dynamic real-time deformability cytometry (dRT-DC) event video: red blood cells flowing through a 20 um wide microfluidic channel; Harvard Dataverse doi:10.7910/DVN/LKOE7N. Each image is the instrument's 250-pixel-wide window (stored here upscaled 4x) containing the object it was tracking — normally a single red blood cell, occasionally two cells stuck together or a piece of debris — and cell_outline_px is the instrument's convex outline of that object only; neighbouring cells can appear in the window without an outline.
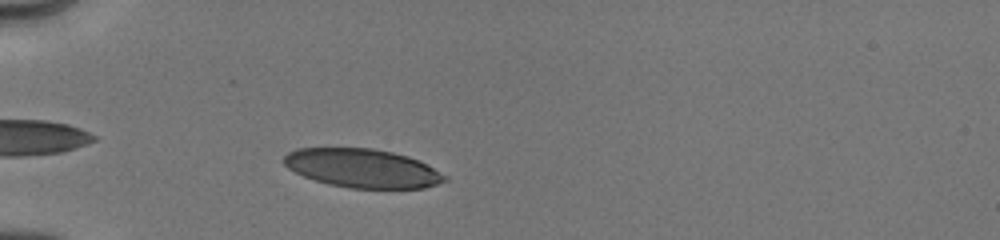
{"species": "human", "species_latin": "Homo sapiens", "temperature_condition": "cold", "stored_images_in_passage": 17, "camera_frame_rate_fps": 3000, "um_per_image_px": 0.085, "donor": {"sex": "male"}, "frame": {"image": 1, "passage_image": 7, "time_ms": 2.0, "image_size_px": [1000, 240], "cell_outline_px": [[448, 180], [424, 188], [348, 188], [328, 184], [304, 176], [288, 168], [284, 164], [284, 156], [288, 152], [296, 148], [372, 148], [392, 152], [408, 156], [448, 176]], "centroid_in_image_um": [30.79, 14.3], "position_along_channel_um": 54.2, "area_um2": 36.07}}
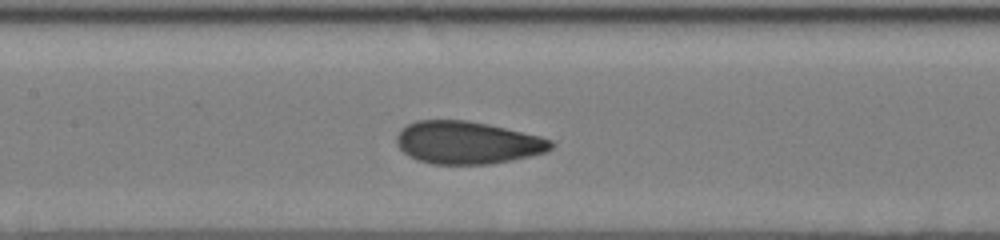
{"frame": {"image": 2, "passage_image": 13, "time_ms": 5.333, "image_size_px": [1000, 240], "cell_outline_px": [[556, 144], [552, 148], [544, 152], [512, 160], [492, 164], [432, 164], [416, 160], [408, 156], [396, 144], [396, 136], [400, 128], [416, 120], [468, 120], [488, 124], [540, 136], [552, 140]], "centroid_in_image_um": [39.7, 12.12], "position_along_channel_um": 167.7, "area_um2": 38.55}}
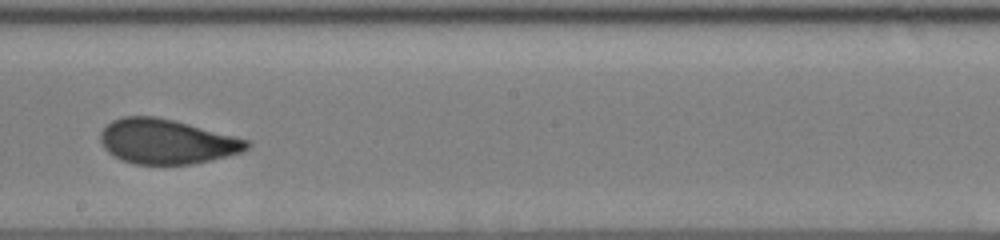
{"frame": {"image": 3, "passage_image": 16, "time_ms": 7.0, "image_size_px": [1000, 240], "cell_outline_px": [[252, 144], [244, 152], [192, 164], [136, 164], [120, 160], [108, 152], [104, 148], [100, 140], [100, 132], [112, 120], [124, 116], [156, 116], [188, 124], [248, 140]], "centroid_in_image_um": [14.14, 12.04], "position_along_channel_um": 234.1, "area_um2": 37.97}}